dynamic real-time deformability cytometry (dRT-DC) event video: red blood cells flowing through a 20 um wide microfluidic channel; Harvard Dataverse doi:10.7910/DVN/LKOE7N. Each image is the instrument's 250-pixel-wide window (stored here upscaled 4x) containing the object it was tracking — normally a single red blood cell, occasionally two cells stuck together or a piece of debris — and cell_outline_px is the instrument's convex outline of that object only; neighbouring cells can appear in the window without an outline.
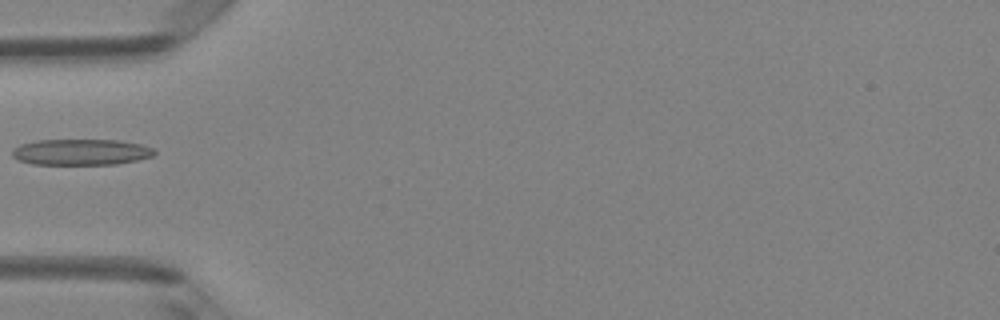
{"species": "Egyptian fruit bat (a non-hibernating species)", "species_latin": "Rousettus aegyptiacus", "temperature_condition": "room temperature", "stored_images_in_passage": 5, "camera_frame_rate_fps": 3000, "um_per_image_px": 0.085, "animal": {"sex": "female"}, "frame": {"image": 1, "passage_image": 5, "time_ms": 1.333, "image_size_px": [1000, 320], "cell_outline_px": [[156, 152], [152, 156], [136, 160], [116, 164], [32, 164], [20, 160], [12, 156], [12, 148], [20, 144], [36, 140], [120, 140], [140, 144], [152, 148]], "centroid_in_image_um": [6.86, 12.92], "position_along_channel_um": 78.1, "area_um2": 21.5}}